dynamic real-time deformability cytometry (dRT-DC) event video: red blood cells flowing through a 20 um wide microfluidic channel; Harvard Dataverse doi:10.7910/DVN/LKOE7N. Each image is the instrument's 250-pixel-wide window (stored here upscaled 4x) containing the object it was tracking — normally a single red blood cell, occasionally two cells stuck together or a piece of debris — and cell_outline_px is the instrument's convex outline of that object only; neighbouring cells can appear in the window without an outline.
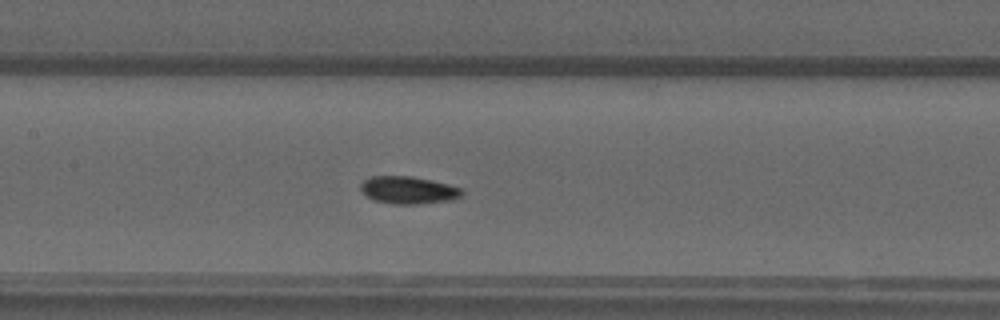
{"species": "common noctule bat (a hibernating species)", "species_latin": "Nyctalus noctula", "temperature_condition": "warm", "stored_images_in_passage": 54, "camera_frame_rate_fps": 3000, "um_per_image_px": 0.085, "animal": {"sex": "male", "forearm_length_mm": 52.5}, "frame": {"image": 1, "passage_image": 25, "time_ms": 8.0, "image_size_px": [1000, 320], "cell_outline_px": [[464, 192], [460, 196], [452, 200], [420, 204], [392, 204], [376, 200], [368, 196], [360, 188], [360, 184], [364, 180], [372, 176], [412, 176], [432, 180], [464, 188]], "centroid_in_image_um": [34.76, 16.15], "position_along_channel_um": 172.6, "area_um2": 16.24}}
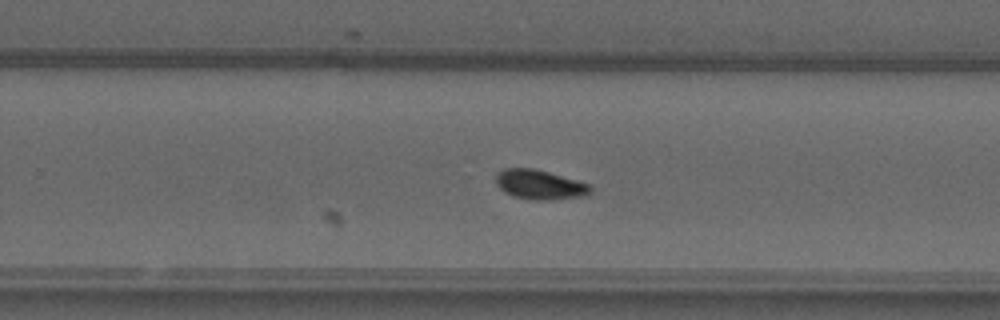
{"frame": {"image": 2, "passage_image": 34, "time_ms": 11.0, "image_size_px": [1000, 320], "cell_outline_px": [[592, 192], [584, 196], [552, 200], [532, 200], [512, 196], [504, 192], [496, 184], [496, 172], [504, 168], [532, 168], [548, 172], [576, 180], [588, 184], [592, 188]], "centroid_in_image_um": [45.85, 15.7], "position_along_channel_um": 284.0, "area_um2": 16.36}}
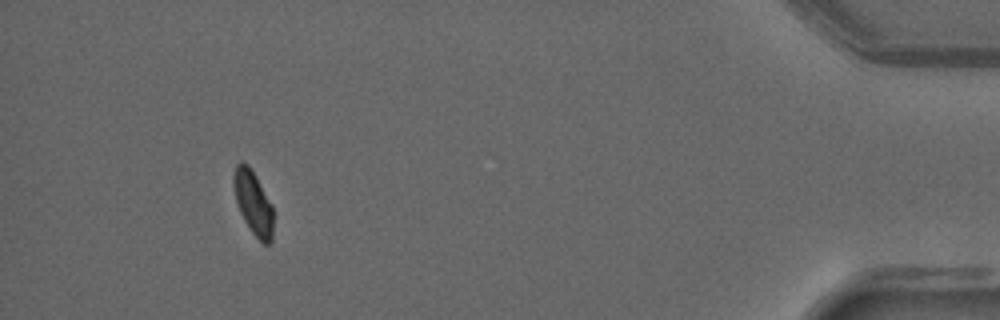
{"frame": {"image": 3, "passage_image": 50, "time_ms": 16.333, "image_size_px": [1000, 320], "cell_outline_px": [[272, 244], [264, 244], [252, 232], [244, 220], [240, 212], [236, 200], [232, 184], [232, 176], [236, 164], [240, 160], [248, 164], [256, 176], [272, 204]], "centroid_in_image_um": [21.5, 17.19], "position_along_channel_um": 413.7, "area_um2": 14.8}, "authors_computed_cell_mechanics": {"area_um2": 15.3748, "velocity_mm_per_s": 3.722, "shape_relaxation_time_tau1_ms": 6.0539, "shape_relaxation_time_tau2_ms": null, "deformation_change_tau1": 0.1395, "deformation_change_tau2": null}}